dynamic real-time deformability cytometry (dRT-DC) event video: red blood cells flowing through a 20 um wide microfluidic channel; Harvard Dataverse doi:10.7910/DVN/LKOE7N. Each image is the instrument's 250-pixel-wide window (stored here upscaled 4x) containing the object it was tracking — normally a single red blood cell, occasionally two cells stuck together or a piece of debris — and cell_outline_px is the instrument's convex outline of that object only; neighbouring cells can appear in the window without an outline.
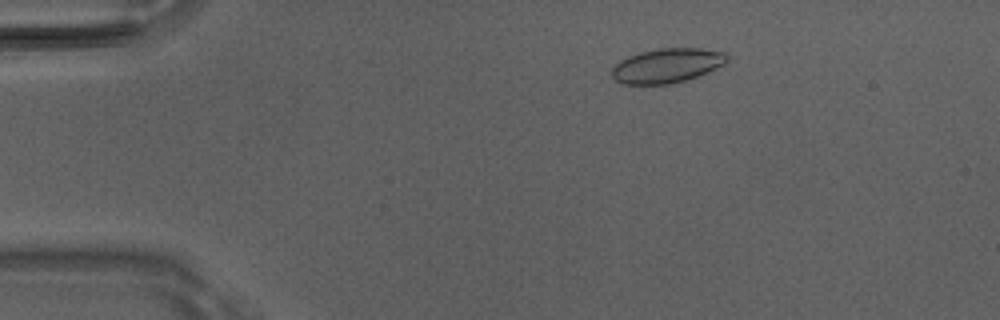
{"species": "Egyptian fruit bat (a non-hibernating species)", "species_latin": "Rousettus aegyptiacus", "temperature_condition": "room temperature", "stored_images_in_passage": 46, "camera_frame_rate_fps": 3000, "um_per_image_px": 0.085, "animal": {"sex": "male"}, "frame": {"image": 1, "passage_image": 5, "time_ms": 1.333, "image_size_px": [1000, 320], "cell_outline_px": [[728, 60], [724, 64], [708, 72], [672, 84], [620, 84], [612, 76], [612, 68], [620, 60], [628, 56], [640, 52], [660, 48], [700, 48], [728, 52]], "centroid_in_image_um": [56.71, 5.57], "position_along_channel_um": 28.3, "area_um2": 23.18}}
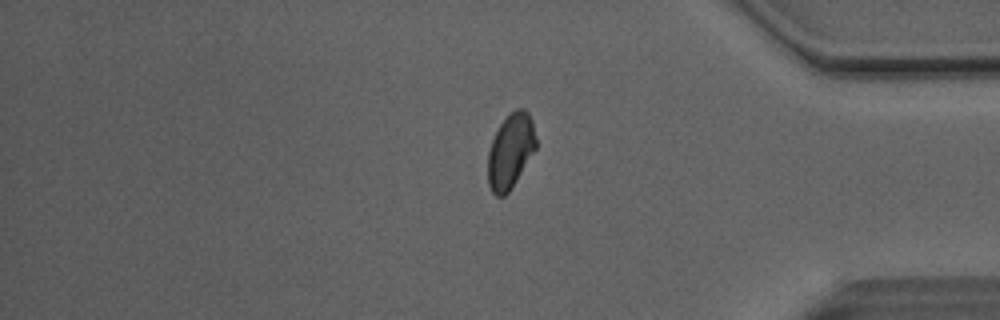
{"frame": {"image": 2, "passage_image": 38, "time_ms": 12.333, "image_size_px": [1000, 320], "cell_outline_px": [[536, 148], [516, 180], [508, 192], [504, 196], [496, 196], [492, 192], [488, 184], [488, 152], [492, 140], [500, 124], [516, 108], [524, 108], [528, 112], [532, 120], [536, 140]], "centroid_in_image_um": [43.39, 12.83], "position_along_channel_um": 391.8, "area_um2": 20.63}}
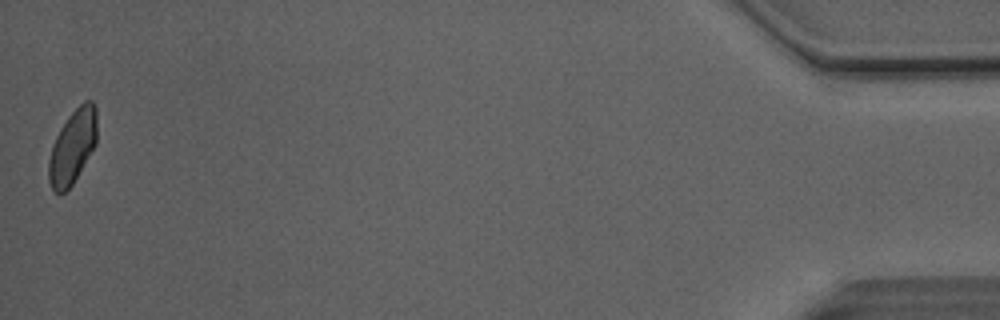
{"frame": {"image": 3, "passage_image": 46, "time_ms": 15.0, "image_size_px": [1000, 320], "cell_outline_px": [[96, 144], [72, 184], [64, 192], [56, 192], [52, 188], [48, 180], [48, 160], [52, 144], [60, 128], [68, 116], [84, 100], [92, 100], [96, 108]], "centroid_in_image_um": [6.16, 12.44], "position_along_channel_um": 429.0, "area_um2": 20.63}, "authors_computed_cell_mechanics": {"area_um2": 21.7039, "velocity_mm_per_s": 4.1056, "shape_relaxation_time_tau1_ms": 9.2862, "shape_relaxation_time_tau2_ms": 1.7942, "deformation_change_tau1": 0.1516, "deformation_change_tau2": 0.0478}}